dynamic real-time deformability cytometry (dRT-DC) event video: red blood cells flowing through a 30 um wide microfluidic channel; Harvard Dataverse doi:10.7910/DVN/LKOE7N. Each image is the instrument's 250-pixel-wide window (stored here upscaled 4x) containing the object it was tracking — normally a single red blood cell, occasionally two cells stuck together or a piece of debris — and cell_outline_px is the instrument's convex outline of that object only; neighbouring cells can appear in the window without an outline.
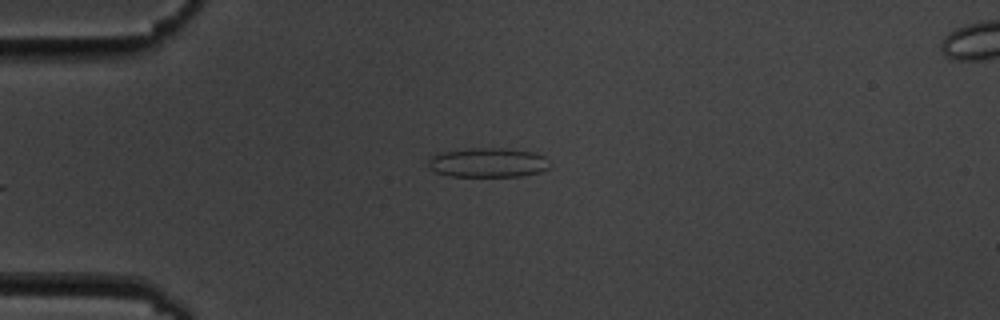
{"species": "common noctule bat (a hibernating species)", "species_latin": "Nyctalus noctula", "temperature_condition": "cold", "stored_images_in_passage": 6, "camera_frame_rate_fps": 3000, "um_per_image_px": 0.085, "animal": {"sex": "male", "body_mass_g": 19.5, "forearm_length_mm": 54.6}, "frame": {"image": 1, "passage_image": 6, "time_ms": 5.667, "image_size_px": [1000, 320], "cell_outline_px": [[552, 164], [548, 168], [540, 172], [520, 176], [448, 176], [436, 172], [428, 168], [428, 160], [432, 156], [440, 152], [468, 148], [504, 148], [532, 152], [544, 156]], "centroid_in_image_um": [41.46, 13.82], "position_along_channel_um": 43.5, "area_um2": 20.98}}